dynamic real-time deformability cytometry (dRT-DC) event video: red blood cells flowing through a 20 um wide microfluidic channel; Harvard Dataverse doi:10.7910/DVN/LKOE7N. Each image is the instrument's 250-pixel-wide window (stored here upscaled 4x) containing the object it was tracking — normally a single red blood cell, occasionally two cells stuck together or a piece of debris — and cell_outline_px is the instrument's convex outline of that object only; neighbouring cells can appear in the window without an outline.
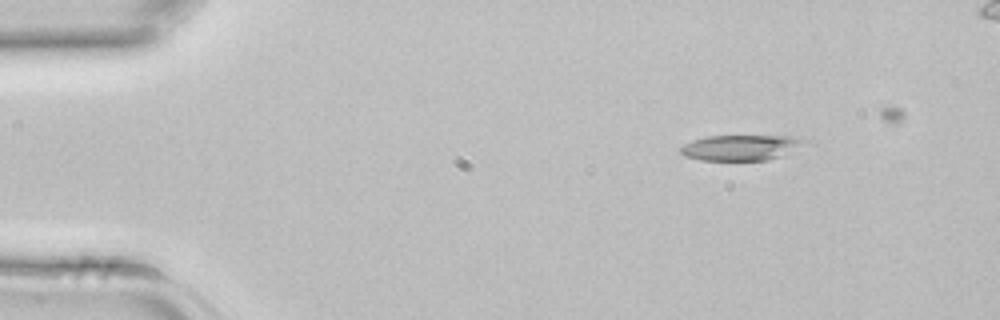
{"species": "common noctule bat (a hibernating species)", "species_latin": "Nyctalus noctula", "temperature_condition": "room temperature", "stored_images_in_passage": 36, "camera_frame_rate_fps": 3000, "um_per_image_px": 0.085, "animal": {"sex": "female", "body_mass_g": 22.7, "forearm_length_mm": 54.2}, "frame": {"image": 1, "passage_image": 1, "time_ms": 0.0, "image_size_px": [1000, 320], "cell_outline_px": [[804, 140], [800, 144], [768, 160], [700, 160], [684, 156], [680, 152], [680, 148], [684, 144], [692, 140], [708, 136], [796, 136]], "centroid_in_image_um": [62.8, 12.54], "position_along_channel_um": 22.2, "area_um2": 17.74}}
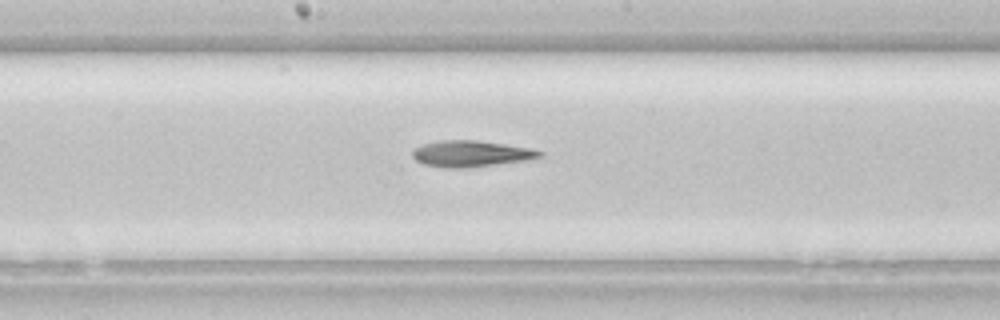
{"frame": {"image": 2, "passage_image": 18, "time_ms": 5.667, "image_size_px": [1000, 320], "cell_outline_px": [[544, 156], [532, 160], [468, 168], [444, 168], [424, 164], [416, 160], [412, 156], [412, 152], [416, 148], [424, 144], [440, 140], [476, 140], [532, 148], [544, 152]], "centroid_in_image_um": [40.11, 13.08], "position_along_channel_um": 208.1, "area_um2": 19.71}}
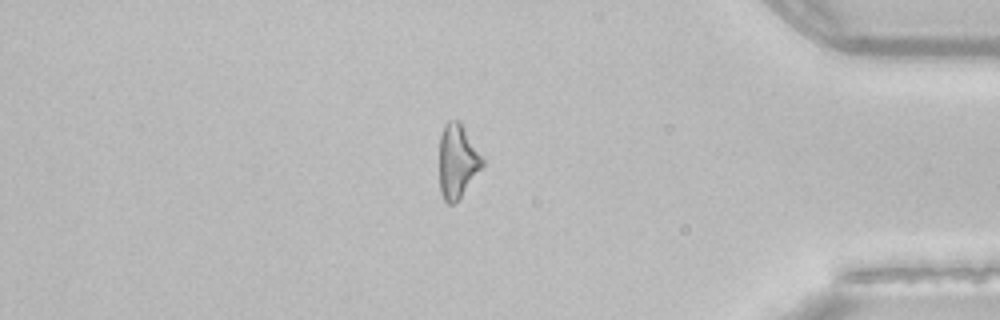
{"frame": {"image": 3, "passage_image": 32, "time_ms": 10.333, "image_size_px": [1000, 320], "cell_outline_px": [[484, 164], [460, 196], [452, 204], [448, 204], [444, 200], [440, 192], [440, 136], [444, 124], [448, 120], [460, 120], [484, 156]], "centroid_in_image_um": [38.89, 13.63], "position_along_channel_um": 396.3, "area_um2": 18.55}}